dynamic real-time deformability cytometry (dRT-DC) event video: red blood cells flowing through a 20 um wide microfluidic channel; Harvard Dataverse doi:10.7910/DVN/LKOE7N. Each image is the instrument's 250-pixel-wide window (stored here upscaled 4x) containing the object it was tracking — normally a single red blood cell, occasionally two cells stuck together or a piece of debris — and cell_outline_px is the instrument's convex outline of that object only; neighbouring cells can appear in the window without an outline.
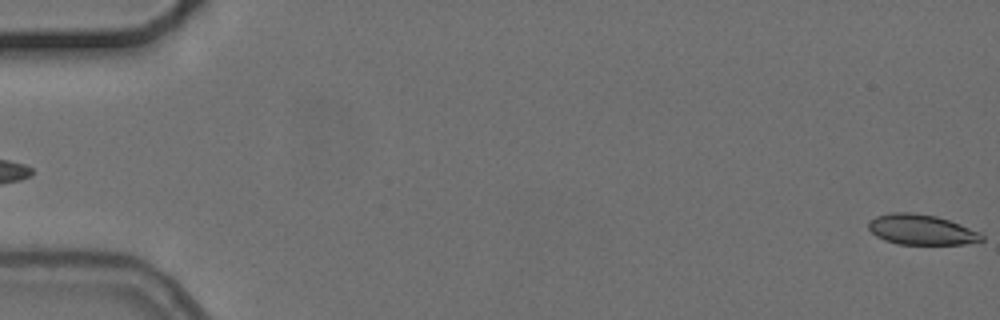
{"species": "common noctule bat (a hibernating species)", "species_latin": "Nyctalus noctula", "temperature_condition": "cold", "stored_images_in_passage": 3, "camera_frame_rate_fps": 3000, "um_per_image_px": 0.085, "animal": {"sex": "female", "body_mass_g": 24.6, "forearm_length_mm": 56.2}, "frame": {"image": 1, "passage_image": 3, "time_ms": 2.333, "image_size_px": [1000, 320], "cell_outline_px": [[984, 240], [964, 244], [896, 244], [884, 240], [876, 236], [868, 228], [868, 220], [876, 216], [892, 212], [912, 212], [936, 216], [960, 224], [980, 232], [984, 236]], "centroid_in_image_um": [78.29, 19.52], "position_along_channel_um": 6.7, "area_um2": 20.06}}